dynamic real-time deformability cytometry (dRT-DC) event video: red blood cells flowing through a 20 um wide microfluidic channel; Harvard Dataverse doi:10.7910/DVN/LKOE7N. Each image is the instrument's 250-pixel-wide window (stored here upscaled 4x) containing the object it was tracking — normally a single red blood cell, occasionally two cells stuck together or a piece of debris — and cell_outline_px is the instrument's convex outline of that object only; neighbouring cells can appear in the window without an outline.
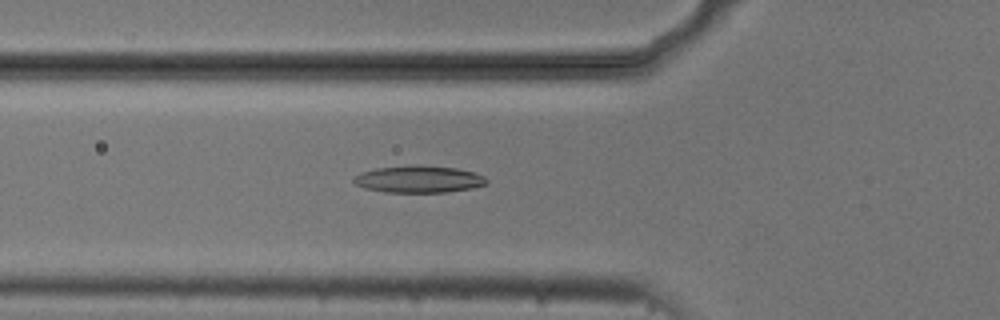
{"species": "common noctule bat (a hibernating species)", "species_latin": "Nyctalus noctula", "temperature_condition": "cold", "stored_images_in_passage": 47, "camera_frame_rate_fps": 3000, "um_per_image_px": 0.085, "animal": {"sex": "male", "body_mass_g": 20.5, "forearm_length_mm": 52.5}, "frame": {"image": 1, "passage_image": 12, "time_ms": 3.667, "image_size_px": [1000, 320], "cell_outline_px": [[488, 184], [472, 188], [448, 192], [384, 192], [364, 188], [356, 184], [352, 180], [360, 172], [376, 168], [416, 164], [420, 164], [456, 168], [472, 172], [484, 176], [488, 180]], "centroid_in_image_um": [35.6, 15.22], "position_along_channel_um": 90.2, "area_um2": 21.1}}
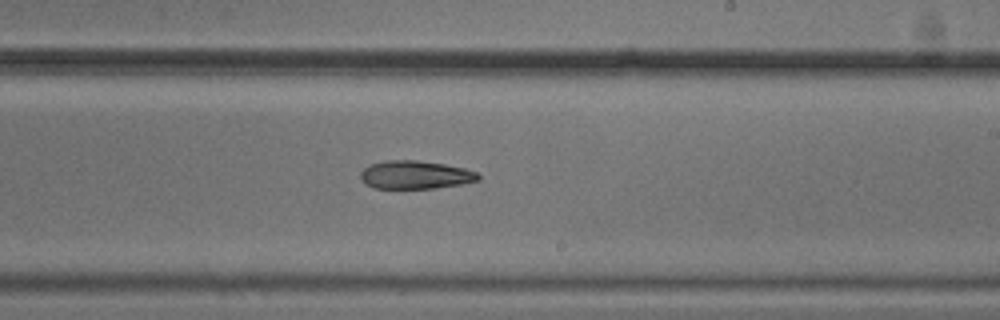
{"frame": {"image": 2, "passage_image": 25, "time_ms": 8.0, "image_size_px": [1000, 320], "cell_outline_px": [[480, 180], [460, 184], [432, 188], [372, 188], [360, 176], [360, 172], [368, 164], [384, 160], [416, 160], [444, 164], [464, 168], [476, 172], [480, 176]], "centroid_in_image_um": [35.28, 14.85], "position_along_channel_um": 253.7, "area_um2": 19.25}}
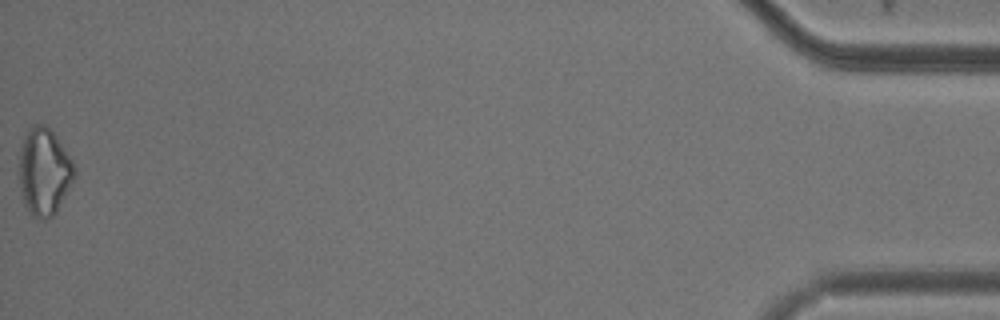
{"frame": {"image": 3, "passage_image": 47, "time_ms": 15.333, "image_size_px": [1000, 320], "cell_outline_px": [[76, 176], [56, 212], [52, 216], [44, 220], [32, 216], [24, 204], [16, 172], [20, 152], [24, 136], [32, 124], [44, 124], [56, 136], [72, 160], [76, 168]], "centroid_in_image_um": [3.73, 14.6], "position_along_channel_um": 431.5, "area_um2": 28.5}, "authors_computed_cell_mechanics": {"area_um2": 20.6924, "velocity_mm_per_s": 3.7632, "shape_relaxation_time_tau1_ms": 3.8364, "shape_relaxation_time_tau2_ms": null, "deformation_change_tau1": 0.0978, "deformation_change_tau2": null}}